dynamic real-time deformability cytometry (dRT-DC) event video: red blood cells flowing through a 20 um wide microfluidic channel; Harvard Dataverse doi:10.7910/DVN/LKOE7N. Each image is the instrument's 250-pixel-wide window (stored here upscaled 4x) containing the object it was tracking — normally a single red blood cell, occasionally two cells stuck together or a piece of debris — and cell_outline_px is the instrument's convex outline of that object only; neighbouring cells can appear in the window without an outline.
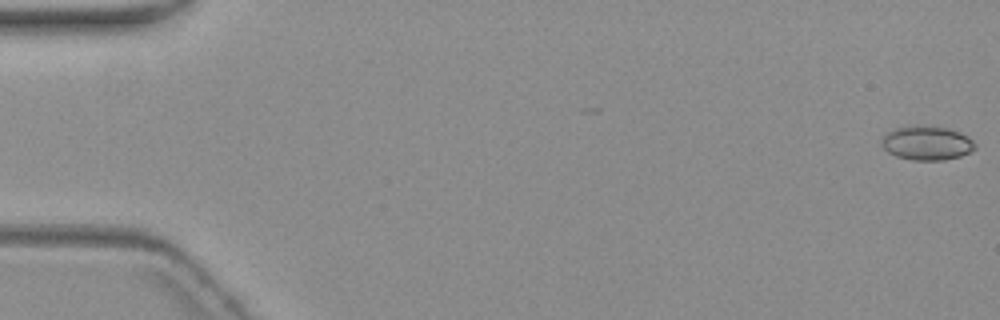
{"species": "common noctule bat (a hibernating species)", "species_latin": "Nyctalus noctula", "temperature_condition": "warm", "stored_images_in_passage": 6, "camera_frame_rate_fps": 3000, "um_per_image_px": 0.085, "animal": {"sex": "female", "body_mass_g": 19.3, "forearm_length_mm": 54.1}, "frame": {"image": 1, "passage_image": 1, "time_ms": 0.0, "image_size_px": [1000, 320], "cell_outline_px": [[976, 148], [960, 156], [944, 160], [912, 160], [896, 156], [888, 152], [880, 144], [880, 140], [888, 132], [896, 128], [948, 128], [960, 132], [968, 136], [976, 144]], "centroid_in_image_um": [78.79, 12.2], "position_along_channel_um": 6.2, "area_um2": 17.98}}
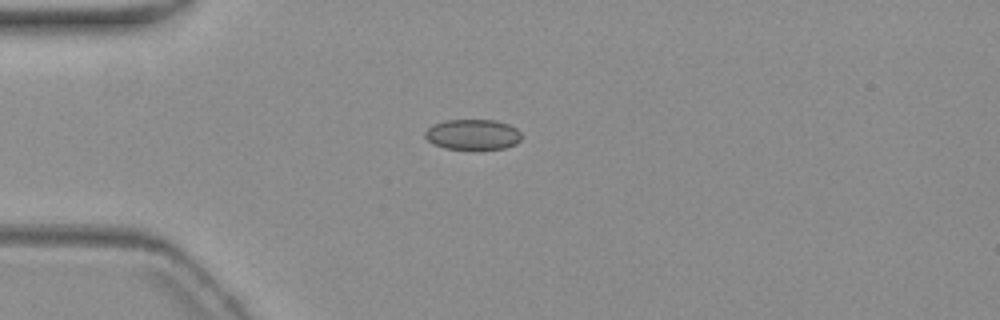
{"frame": {"image": 2, "passage_image": 5, "time_ms": 5.0, "image_size_px": [1000, 320], "cell_outline_px": [[520, 140], [516, 144], [504, 148], [444, 148], [432, 144], [424, 136], [424, 132], [432, 124], [448, 120], [496, 120], [508, 124], [516, 128], [520, 132]], "centroid_in_image_um": [40.16, 11.42], "position_along_channel_um": 44.8, "area_um2": 16.94}}